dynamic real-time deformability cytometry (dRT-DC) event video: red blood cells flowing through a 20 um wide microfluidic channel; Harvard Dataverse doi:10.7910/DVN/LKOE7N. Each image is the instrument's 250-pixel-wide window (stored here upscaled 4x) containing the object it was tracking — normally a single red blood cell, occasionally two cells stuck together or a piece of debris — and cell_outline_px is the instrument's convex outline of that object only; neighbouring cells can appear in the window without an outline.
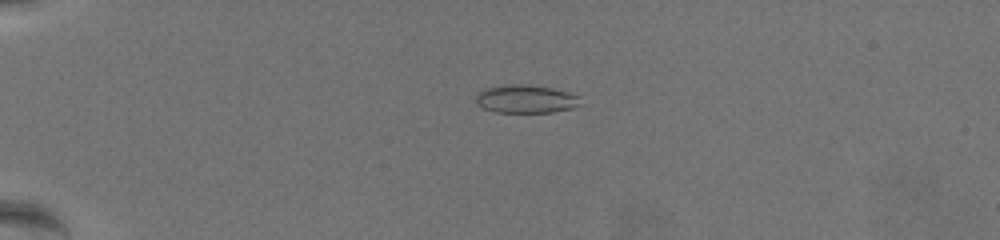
{"species": "common noctule bat (a hibernating species)", "species_latin": "Nyctalus noctula", "temperature_condition": "warm", "stored_images_in_passage": 52, "segment_of_instrument_passage": [1, 2], "camera_frame_rate_fps": 3000, "um_per_image_px": 0.085, "animal": {"sex": "female", "body_mass_g": 19.5, "forearm_length_mm": 54.1}, "frame": {"image": 1, "passage_image": 5, "time_ms": 1.333, "image_size_px": [1000, 240], "cell_outline_px": [[580, 104], [572, 108], [552, 112], [496, 112], [484, 108], [476, 104], [476, 92], [484, 88], [508, 84], [528, 84], [552, 88], [580, 96]], "centroid_in_image_um": [44.66, 8.4], "position_along_channel_um": 40.3, "area_um2": 17.22}}
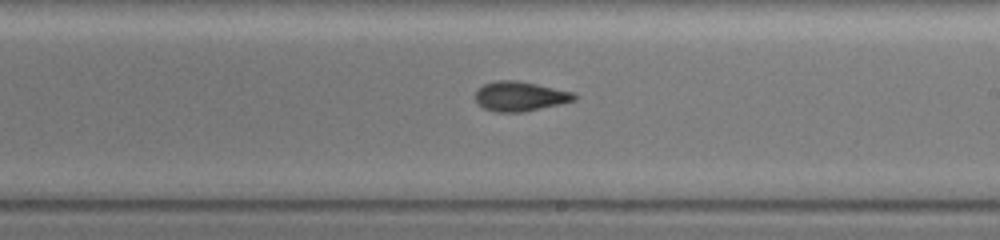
{"frame": {"image": 2, "passage_image": 28, "time_ms": 9.0, "image_size_px": [1000, 240], "cell_outline_px": [[576, 100], [560, 104], [524, 112], [496, 112], [484, 108], [476, 100], [476, 92], [484, 84], [496, 80], [516, 80], [536, 84], [572, 92], [576, 96]], "centroid_in_image_um": [44.2, 8.19], "position_along_channel_um": 244.8, "area_um2": 16.88}}
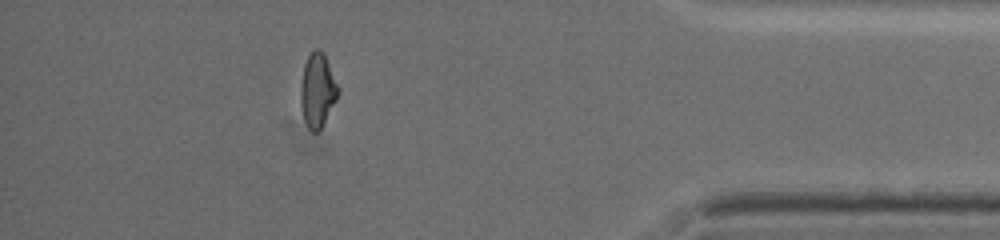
{"frame": {"image": 3, "passage_image": 45, "time_ms": 14.667, "image_size_px": [1000, 240], "cell_outline_px": [[340, 92], [336, 100], [320, 128], [316, 132], [312, 132], [308, 128], [304, 120], [300, 104], [300, 88], [304, 64], [312, 48], [320, 48], [324, 52], [340, 88]], "centroid_in_image_um": [26.99, 7.61], "position_along_channel_um": 408.2, "area_um2": 16.36}}